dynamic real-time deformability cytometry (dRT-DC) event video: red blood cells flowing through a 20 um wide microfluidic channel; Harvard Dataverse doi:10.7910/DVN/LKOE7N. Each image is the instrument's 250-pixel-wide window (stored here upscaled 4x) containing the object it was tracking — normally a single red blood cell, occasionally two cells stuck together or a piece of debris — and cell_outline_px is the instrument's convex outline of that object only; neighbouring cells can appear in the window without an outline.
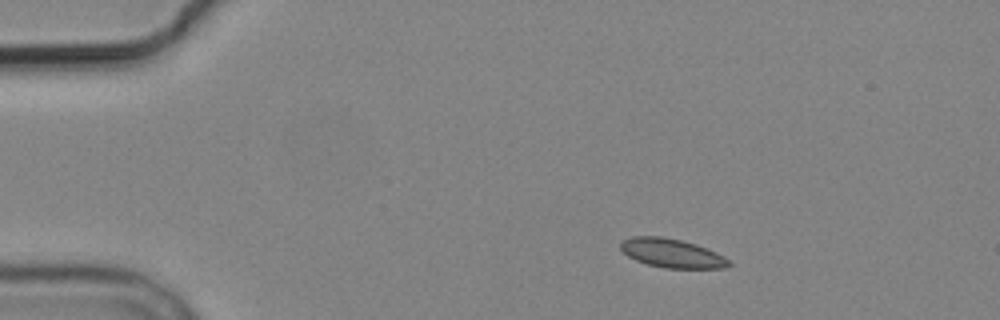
{"species": "common noctule bat (a hibernating species)", "species_latin": "Nyctalus noctula", "temperature_condition": "cold", "stored_images_in_passage": 4, "camera_frame_rate_fps": 3000, "um_per_image_px": 0.085, "animal": {"sex": "male", "body_mass_g": 19.2, "forearm_length_mm": 51.8}, "frame": {"image": 1, "passage_image": 2, "time_ms": 1.0, "image_size_px": [1000, 320], "cell_outline_px": [[732, 264], [724, 268], [664, 268], [648, 264], [636, 260], [628, 256], [620, 248], [620, 244], [624, 240], [632, 236], [660, 236], [680, 240], [696, 244], [716, 252], [724, 256]], "centroid_in_image_um": [57.11, 21.52], "position_along_channel_um": 27.9, "area_um2": 18.09}}